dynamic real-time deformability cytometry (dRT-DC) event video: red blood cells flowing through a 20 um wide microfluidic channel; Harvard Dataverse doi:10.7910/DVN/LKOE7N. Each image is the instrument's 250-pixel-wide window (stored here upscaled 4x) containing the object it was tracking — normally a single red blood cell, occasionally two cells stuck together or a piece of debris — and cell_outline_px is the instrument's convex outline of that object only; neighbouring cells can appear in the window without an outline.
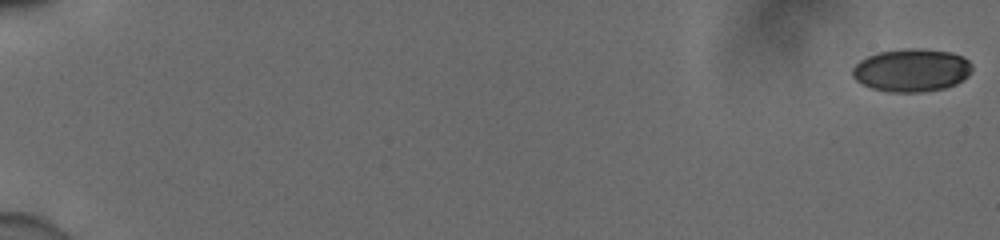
{"species": "human", "species_latin": "Homo sapiens", "temperature_condition": "cold", "stored_images_in_passage": 56, "camera_frame_rate_fps": 3000, "um_per_image_px": 0.085, "donor": {"sex": "male"}, "frame": {"image": 1, "passage_image": 1, "time_ms": 0.0, "image_size_px": [1000, 240], "cell_outline_px": [[972, 72], [968, 76], [956, 84], [944, 88], [924, 92], [888, 92], [872, 88], [856, 80], [852, 76], [852, 68], [860, 60], [876, 52], [904, 48], [920, 48], [952, 52], [964, 56], [972, 64]], "centroid_in_image_um": [77.5, 5.95], "position_along_channel_um": 7.5, "area_um2": 30.29}}
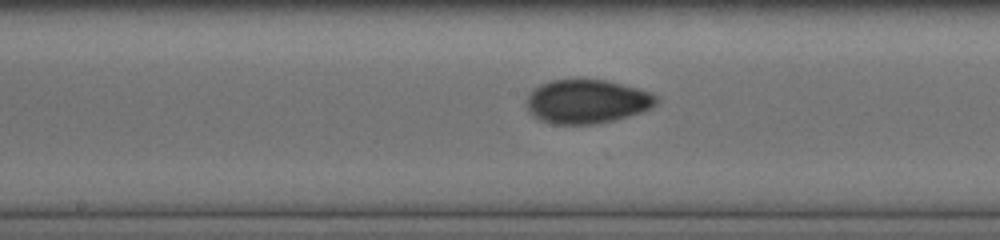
{"frame": {"image": 2, "passage_image": 32, "time_ms": 10.333, "image_size_px": [1000, 240], "cell_outline_px": [[660, 100], [652, 108], [628, 116], [612, 120], [592, 124], [552, 124], [540, 120], [532, 116], [528, 108], [528, 96], [540, 84], [552, 80], [604, 80], [652, 92], [660, 96]], "centroid_in_image_um": [49.93, 8.63], "position_along_channel_um": 198.3, "area_um2": 32.95}}
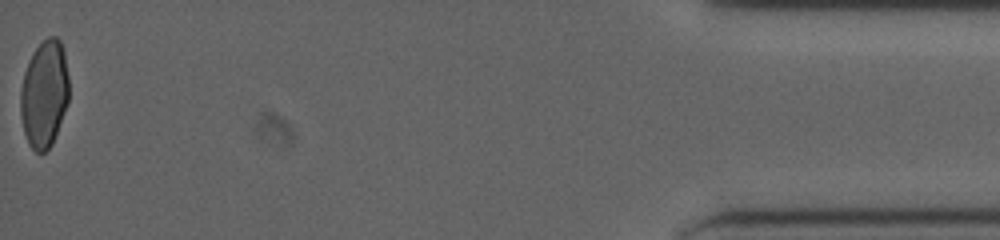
{"frame": {"image": 3, "passage_image": 56, "time_ms": 18.333, "image_size_px": [1000, 240], "cell_outline_px": [[68, 100], [52, 144], [44, 152], [36, 152], [28, 144], [24, 132], [20, 112], [20, 92], [24, 72], [32, 52], [48, 36], [56, 36], [60, 40], [64, 52], [68, 76]], "centroid_in_image_um": [3.75, 7.97], "position_along_channel_um": 431.5, "area_um2": 30.11}, "authors_computed_cell_mechanics": {"area_um2": 31.212, "velocity_mm_per_s": 3.9256, "shape_relaxation_time_tau1_ms": null, "shape_relaxation_time_tau2_ms": 1.232, "deformation_change_tau1": null, "deformation_change_tau2": 0.0438}}